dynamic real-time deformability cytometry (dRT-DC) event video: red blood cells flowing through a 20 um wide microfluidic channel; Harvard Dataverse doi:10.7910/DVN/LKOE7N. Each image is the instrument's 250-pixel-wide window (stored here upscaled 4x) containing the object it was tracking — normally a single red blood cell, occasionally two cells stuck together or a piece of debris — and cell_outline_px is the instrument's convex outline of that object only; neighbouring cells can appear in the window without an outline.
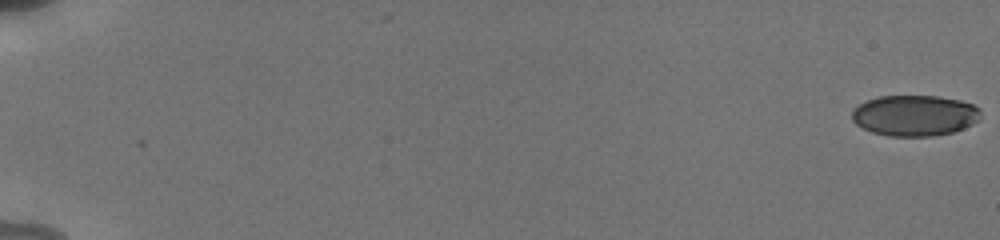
{"species": "human", "species_latin": "Homo sapiens", "temperature_condition": "cold", "stored_images_in_passage": 45, "camera_frame_rate_fps": 3000, "um_per_image_px": 0.085, "donor": {"sex": "male"}, "frame": {"image": 1, "passage_image": 1, "time_ms": 0.0, "image_size_px": [1000, 240], "cell_outline_px": [[980, 120], [964, 128], [952, 132], [932, 136], [888, 136], [872, 132], [856, 124], [852, 120], [852, 112], [860, 104], [868, 100], [880, 96], [940, 96], [960, 100], [972, 104], [980, 108]], "centroid_in_image_um": [77.78, 9.82], "position_along_channel_um": 7.2, "area_um2": 30.63}}
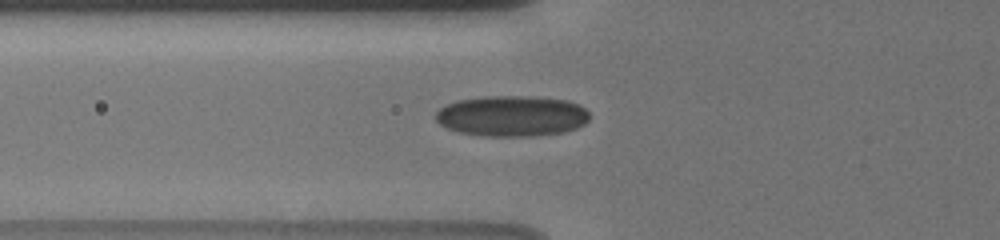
{"frame": {"image": 2, "passage_image": 22, "time_ms": 7.333, "image_size_px": [1000, 240], "cell_outline_px": [[588, 120], [584, 124], [576, 128], [564, 132], [532, 136], [480, 136], [460, 132], [448, 128], [440, 124], [436, 120], [436, 112], [440, 108], [456, 100], [484, 96], [528, 96], [568, 100], [580, 104], [588, 112]], "centroid_in_image_um": [43.51, 9.85], "position_along_channel_um": 82.3, "area_um2": 36.65}}
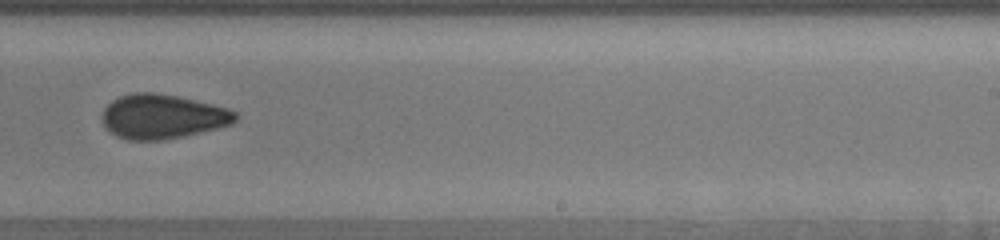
{"frame": {"image": 3, "passage_image": 33, "time_ms": 12.333, "image_size_px": [1000, 240], "cell_outline_px": [[236, 120], [232, 124], [220, 128], [184, 136], [164, 140], [128, 140], [116, 136], [108, 132], [100, 116], [104, 108], [112, 100], [120, 96], [132, 92], [156, 92], [180, 96], [228, 108], [236, 112]], "centroid_in_image_um": [13.79, 9.9], "position_along_channel_um": 275.2, "area_um2": 34.97}, "authors_computed_cell_mechanics": {"area_um2": 33.0616, "velocity_mm_per_s": 3.8667, "shape_relaxation_time_tau1_ms": null, "shape_relaxation_time_tau2_ms": 1.8231, "deformation_change_tau1": null, "deformation_change_tau2": 0.0787}}